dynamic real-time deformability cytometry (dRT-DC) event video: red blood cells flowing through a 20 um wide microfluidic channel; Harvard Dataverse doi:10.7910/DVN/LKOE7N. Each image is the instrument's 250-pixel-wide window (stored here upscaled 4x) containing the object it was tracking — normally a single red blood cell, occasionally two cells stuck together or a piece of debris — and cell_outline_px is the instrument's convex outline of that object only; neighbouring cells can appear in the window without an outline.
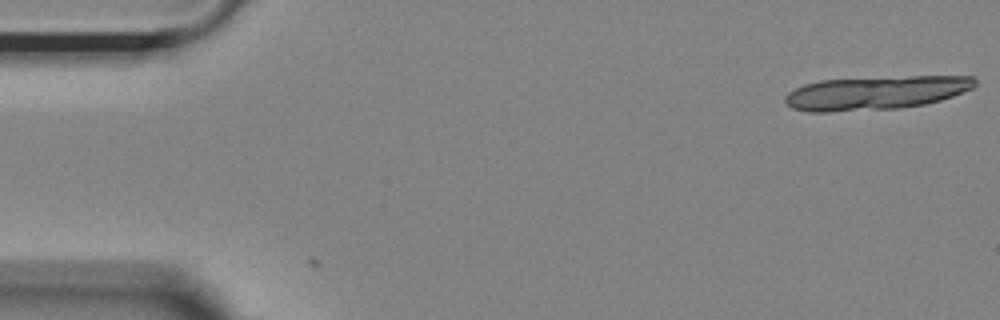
{"species": "Egyptian fruit bat (a non-hibernating species)", "species_latin": "Rousettus aegyptiacus", "temperature_condition": "room temperature", "stored_images_in_passage": 2, "camera_frame_rate_fps": 3000, "um_per_image_px": 0.085, "animal": {"sex": "female"}, "frame": {"image": 1, "passage_image": 2, "time_ms": 0.333, "image_size_px": [1000, 320], "cell_outline_px": [[976, 84], [972, 88], [952, 96], [940, 100], [924, 104], [900, 108], [828, 112], [808, 112], [792, 108], [784, 100], [784, 96], [788, 92], [804, 84], [820, 80], [908, 76], [972, 76], [976, 80]], "centroid_in_image_um": [74.41, 7.89], "position_along_channel_um": 10.6, "area_um2": 37.22}}